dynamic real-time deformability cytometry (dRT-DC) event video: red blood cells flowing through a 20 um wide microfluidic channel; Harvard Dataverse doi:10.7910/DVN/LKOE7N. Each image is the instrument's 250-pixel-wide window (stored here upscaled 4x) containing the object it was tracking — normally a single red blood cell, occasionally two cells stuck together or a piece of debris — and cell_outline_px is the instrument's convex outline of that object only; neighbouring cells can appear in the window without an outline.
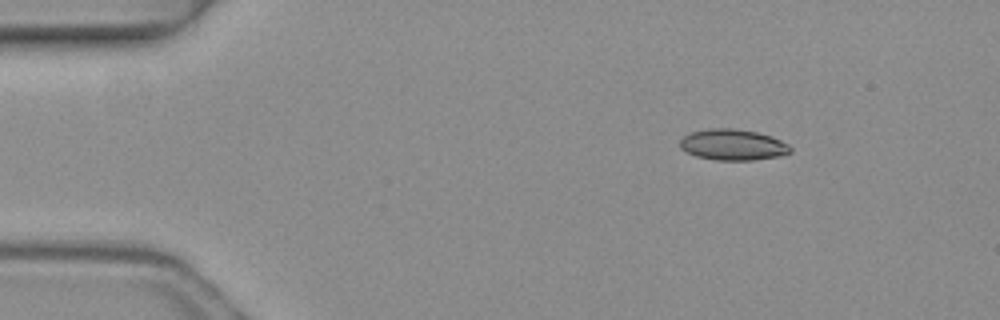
{"species": "common noctule bat (a hibernating species)", "species_latin": "Nyctalus noctula", "temperature_condition": "warm", "stored_images_in_passage": 4, "camera_frame_rate_fps": 3000, "um_per_image_px": 0.085, "animal": {"sex": "female", "body_mass_g": 19.3, "forearm_length_mm": 54.1}, "frame": {"image": 1, "passage_image": 2, "time_ms": 0.333, "image_size_px": [1000, 320], "cell_outline_px": [[792, 152], [776, 156], [752, 160], [716, 160], [696, 156], [680, 148], [680, 140], [684, 136], [692, 132], [708, 128], [732, 128], [756, 132], [772, 136], [788, 144], [792, 148]], "centroid_in_image_um": [62.29, 12.3], "position_along_channel_um": 22.7, "area_um2": 19.83}}